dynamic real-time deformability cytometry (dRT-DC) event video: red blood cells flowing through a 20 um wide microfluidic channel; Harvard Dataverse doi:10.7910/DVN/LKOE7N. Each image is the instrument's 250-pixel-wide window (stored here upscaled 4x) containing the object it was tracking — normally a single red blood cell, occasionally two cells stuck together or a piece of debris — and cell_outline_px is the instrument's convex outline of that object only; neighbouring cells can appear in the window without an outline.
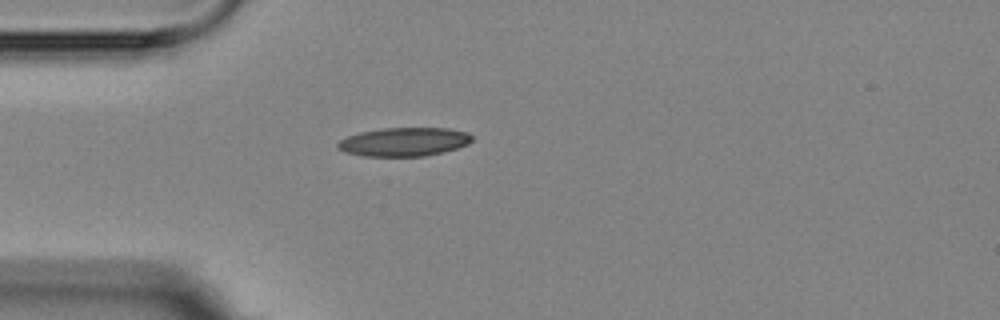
{"species": "Egyptian fruit bat (a non-hibernating species)", "species_latin": "Rousettus aegyptiacus", "temperature_condition": "room temperature", "stored_images_in_passage": 4, "camera_frame_rate_fps": 3000, "um_per_image_px": 0.085, "animal": {"sex": "female"}, "frame": {"image": 1, "passage_image": 4, "time_ms": 3.667, "image_size_px": [1000, 320], "cell_outline_px": [[472, 140], [468, 144], [444, 152], [424, 156], [364, 156], [344, 152], [336, 148], [336, 144], [340, 140], [348, 136], [360, 132], [380, 128], [448, 128], [468, 132], [472, 136]], "centroid_in_image_um": [34.33, 12.05], "position_along_channel_um": 50.7, "area_um2": 22.54}}